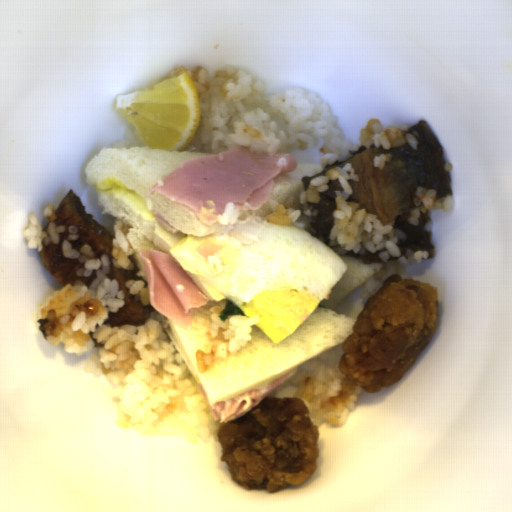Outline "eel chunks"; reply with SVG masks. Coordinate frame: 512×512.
<instances>
[{
    "mask_svg": "<svg viewBox=\"0 0 512 512\" xmlns=\"http://www.w3.org/2000/svg\"><path fill=\"white\" fill-rule=\"evenodd\" d=\"M408 132L418 141L417 149L410 144L396 148L367 149L364 145L353 155L312 176L301 178L302 191L308 189L312 179H318L336 167L352 164L357 181L348 182L352 194L348 202L377 215L384 226L395 228L400 251H424L428 258L435 257L432 231L425 229L430 220L428 210L411 226L408 219L415 206L417 187L436 189L437 197L452 196L449 169L443 147L432 126L424 120L414 124Z\"/></svg>",
    "mask_w": 512,
    "mask_h": 512,
    "instance_id": "obj_1",
    "label": "eel chunks"
},
{
    "mask_svg": "<svg viewBox=\"0 0 512 512\" xmlns=\"http://www.w3.org/2000/svg\"><path fill=\"white\" fill-rule=\"evenodd\" d=\"M326 184L328 188L320 193L319 201L310 209L309 227L306 231L329 248L330 232L334 226L335 195L342 186L336 179H328Z\"/></svg>",
    "mask_w": 512,
    "mask_h": 512,
    "instance_id": "obj_3",
    "label": "eel chunks"
},
{
    "mask_svg": "<svg viewBox=\"0 0 512 512\" xmlns=\"http://www.w3.org/2000/svg\"><path fill=\"white\" fill-rule=\"evenodd\" d=\"M55 212L56 225L64 226L65 230L60 234L57 245L51 243L39 251L43 264L62 287L71 282H78L82 276L80 263L66 257L62 251L63 243L64 240H68L72 248L76 249L89 242L95 253L108 256L110 259L108 277L115 280L123 293L124 306L109 315L107 319L109 325L121 327L126 323L133 326L142 324L155 308L150 303L141 304L127 289L125 281L132 278L136 269L119 270L114 267L111 255L114 238L112 231L94 219L74 190H68Z\"/></svg>",
    "mask_w": 512,
    "mask_h": 512,
    "instance_id": "obj_2",
    "label": "eel chunks"
}]
</instances>
